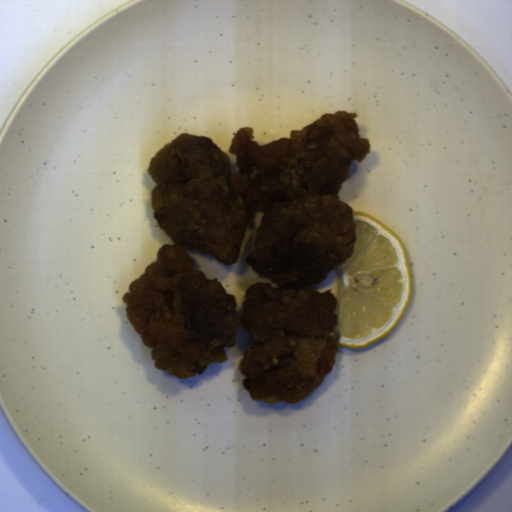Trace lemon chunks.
<instances>
[{"label":"lemon chunks","instance_id":"obj_1","mask_svg":"<svg viewBox=\"0 0 512 512\" xmlns=\"http://www.w3.org/2000/svg\"><path fill=\"white\" fill-rule=\"evenodd\" d=\"M356 242L338 266L336 345L365 348L390 335L411 299L404 242L375 216L352 211Z\"/></svg>","mask_w":512,"mask_h":512}]
</instances>
